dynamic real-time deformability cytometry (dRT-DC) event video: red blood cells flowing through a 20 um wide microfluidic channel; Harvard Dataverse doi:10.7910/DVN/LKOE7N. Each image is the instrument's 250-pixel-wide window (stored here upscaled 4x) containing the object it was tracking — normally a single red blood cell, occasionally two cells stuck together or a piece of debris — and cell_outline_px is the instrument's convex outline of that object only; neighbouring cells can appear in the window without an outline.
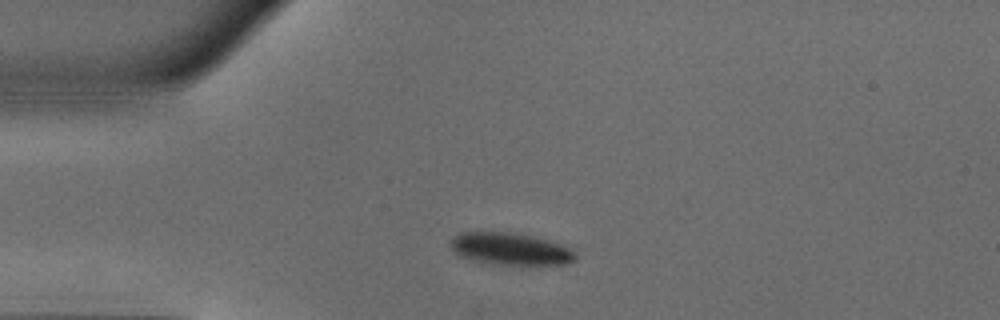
{"species": "common noctule bat (a hibernating species)", "species_latin": "Nyctalus noctula", "temperature_condition": "warm", "stored_images_in_passage": 39, "camera_frame_rate_fps": 3000, "um_per_image_px": 0.085, "animal": {"sex": "male", "body_mass_g": 18.8}, "frame": {"image": 1, "passage_image": 1, "time_ms": 0.0, "image_size_px": [1000, 320], "cell_outline_px": [[576, 260], [568, 264], [500, 264], [472, 260], [460, 256], [448, 244], [452, 236], [460, 232], [512, 232], [548, 240], [560, 244], [576, 252]], "centroid_in_image_um": [43.36, 21.14], "position_along_channel_um": 41.6, "area_um2": 23.24}}
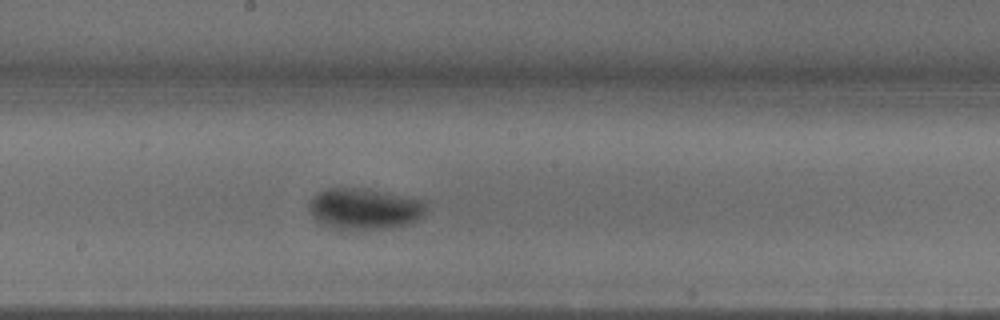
{"frame": {"image": 2, "passage_image": 16, "time_ms": 5.0, "image_size_px": [1000, 320], "cell_outline_px": [[424, 212], [416, 220], [404, 224], [388, 228], [340, 228], [316, 220], [308, 208], [308, 204], [320, 192], [328, 188], [364, 188], [424, 200]], "centroid_in_image_um": [30.97, 17.72], "position_along_channel_um": 217.2, "area_um2": 26.99}}
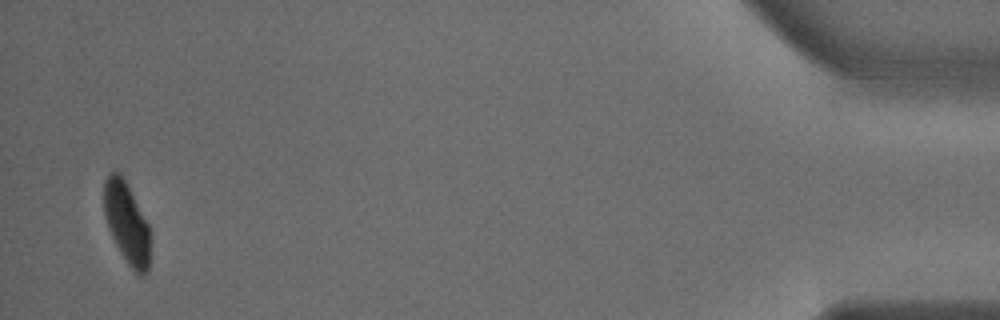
{"frame": {"image": 3, "passage_image": 38, "time_ms": 12.333, "image_size_px": [1000, 320], "cell_outline_px": [[148, 272], [144, 276], [136, 276], [120, 252], [108, 228], [104, 216], [104, 180], [108, 172], [116, 168], [120, 172], [148, 224]], "centroid_in_image_um": [10.73, 18.93], "position_along_channel_um": 424.5, "area_um2": 21.73}, "authors_computed_cell_mechanics": {"area_um2": 26.1256, "velocity_mm_per_s": 3.9808, "shape_relaxation_time_tau1_ms": 2.6522, "shape_relaxation_time_tau2_ms": null, "deformation_change_tau1": 0.1395, "deformation_change_tau2": null}}